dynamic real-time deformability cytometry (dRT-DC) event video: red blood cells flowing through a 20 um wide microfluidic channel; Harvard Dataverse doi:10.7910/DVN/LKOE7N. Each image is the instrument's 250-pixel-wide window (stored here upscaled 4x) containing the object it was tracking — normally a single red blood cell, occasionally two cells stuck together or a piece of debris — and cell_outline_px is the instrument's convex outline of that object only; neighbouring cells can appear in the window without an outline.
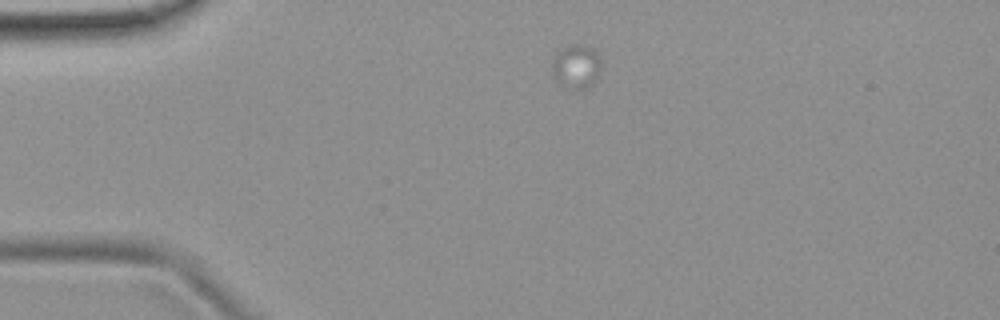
{"species": "common noctule bat (a hibernating species)", "species_latin": "Nyctalus noctula", "temperature_condition": "room temperature", "stored_images_in_passage": 3, "camera_frame_rate_fps": 3000, "um_per_image_px": 0.085, "animal": {"sex": "female", "body_mass_g": 19.9}, "frame": {"image": 1, "passage_image": 1, "time_ms": 0.0, "image_size_px": [1000, 320], "cell_outline_px": [[600, 72], [596, 80], [592, 84], [584, 88], [572, 88], [552, 80], [552, 64], [556, 52], [572, 44], [580, 44], [592, 48], [600, 56]], "centroid_in_image_um": [48.97, 5.64], "position_along_channel_um": 36.0, "area_um2": 12.54}}
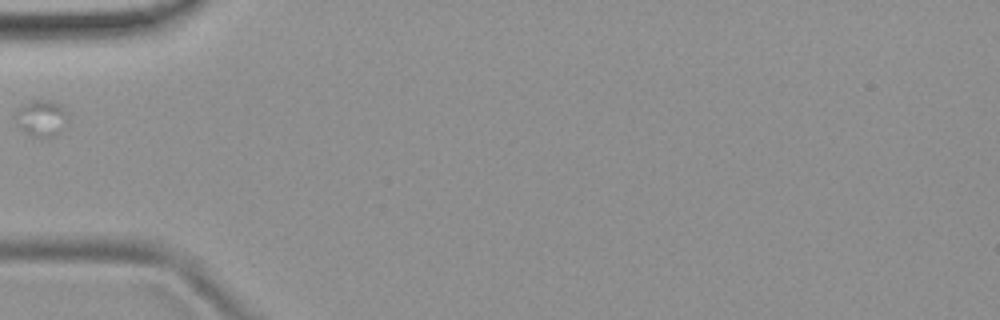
{"frame": {"image": 2, "passage_image": 3, "time_ms": 2.333, "image_size_px": [1000, 320], "cell_outline_px": [[68, 120], [52, 136], [40, 136], [28, 132], [20, 128], [16, 124], [16, 112], [24, 104], [36, 100], [48, 100], [60, 104], [68, 112]], "centroid_in_image_um": [3.54, 9.99], "position_along_channel_um": 81.5, "area_um2": 10.52}}